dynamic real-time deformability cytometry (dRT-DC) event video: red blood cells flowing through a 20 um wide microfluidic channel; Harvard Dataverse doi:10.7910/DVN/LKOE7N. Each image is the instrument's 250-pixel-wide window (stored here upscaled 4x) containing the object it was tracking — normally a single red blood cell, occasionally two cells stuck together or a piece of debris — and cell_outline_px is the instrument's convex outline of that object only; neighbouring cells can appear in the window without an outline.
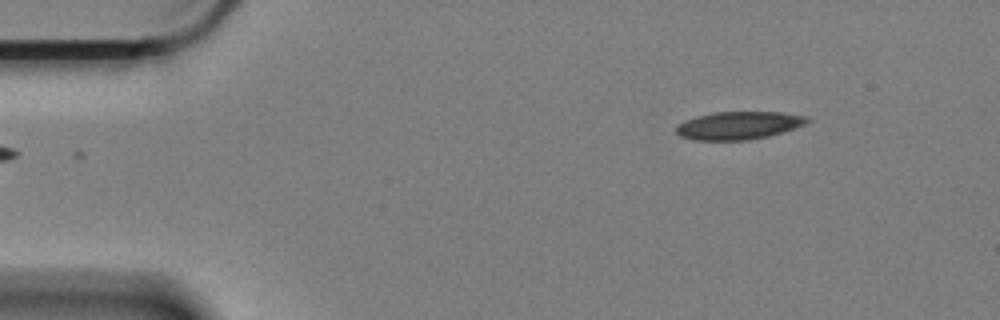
{"species": "Egyptian fruit bat (a non-hibernating species)", "species_latin": "Rousettus aegyptiacus", "temperature_condition": "cold", "stored_images_in_passage": 55, "camera_frame_rate_fps": 3000, "um_per_image_px": 0.085, "animal": {"sex": "female"}, "frame": {"image": 1, "passage_image": 2, "time_ms": 0.333, "image_size_px": [1000, 320], "cell_outline_px": [[812, 120], [804, 124], [768, 136], [748, 140], [696, 140], [680, 136], [676, 132], [676, 124], [684, 120], [696, 116], [716, 112], [780, 112], [808, 116]], "centroid_in_image_um": [62.75, 10.65], "position_along_channel_um": 22.2, "area_um2": 21.21}}
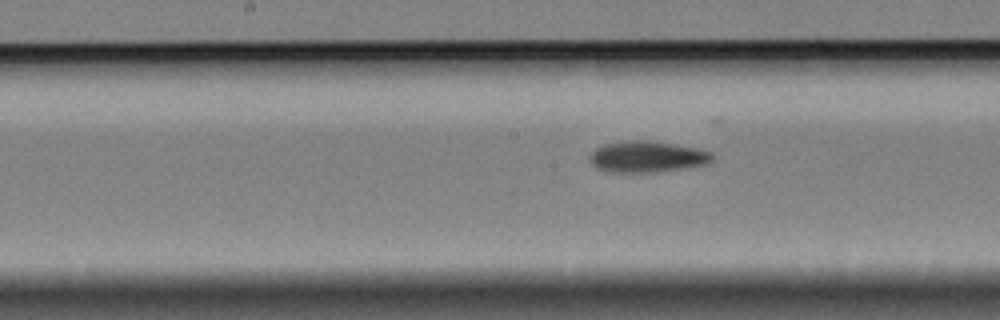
{"frame": {"image": 2, "passage_image": 24, "time_ms": 7.667, "image_size_px": [1000, 320], "cell_outline_px": [[712, 160], [708, 164], [652, 172], [612, 172], [596, 168], [588, 160], [588, 156], [596, 148], [604, 144], [624, 140], [648, 140], [696, 148], [712, 152]], "centroid_in_image_um": [54.95, 13.31], "position_along_channel_um": 193.2, "area_um2": 22.2}}
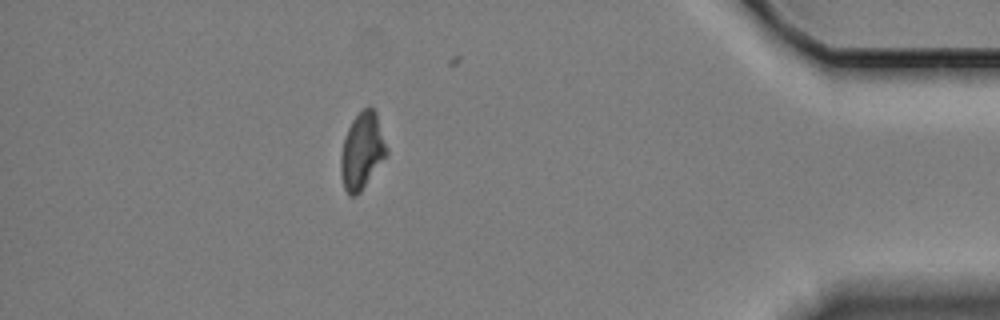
{"frame": {"image": 3, "passage_image": 47, "time_ms": 15.333, "image_size_px": [1000, 320], "cell_outline_px": [[388, 156], [360, 192], [356, 196], [348, 196], [344, 188], [340, 172], [340, 156], [344, 140], [348, 128], [352, 120], [364, 108], [372, 108], [376, 112], [388, 148]], "centroid_in_image_um": [30.79, 12.88], "position_along_channel_um": 404.4, "area_um2": 20.58}, "authors_computed_cell_mechanics": {"area_um2": 21.4438, "velocity_mm_per_s": 3.3334, "shape_relaxation_time_tau1_ms": 8.1199, "shape_relaxation_time_tau2_ms": null, "deformation_change_tau1": 0.1335, "deformation_change_tau2": null}}